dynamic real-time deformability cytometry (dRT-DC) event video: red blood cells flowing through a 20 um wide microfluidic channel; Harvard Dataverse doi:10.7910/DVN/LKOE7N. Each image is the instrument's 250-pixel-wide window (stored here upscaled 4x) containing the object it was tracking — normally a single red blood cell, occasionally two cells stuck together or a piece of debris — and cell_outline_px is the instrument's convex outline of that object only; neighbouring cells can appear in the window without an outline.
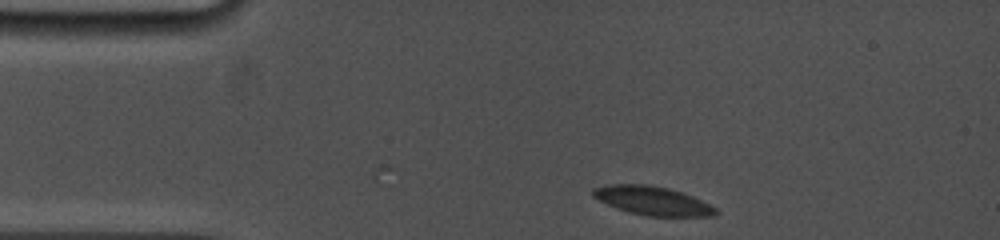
{"species": "common noctule bat (a hibernating species)", "species_latin": "Nyctalus noctula", "temperature_condition": "cold", "stored_images_in_passage": 40, "camera_frame_rate_fps": 5000, "um_per_image_px": 0.085, "animal": {"sex": "female", "body_mass_g": 19.0, "forearm_length_mm": 53.3}, "frame": {"image": 1, "passage_image": 1, "time_ms": 0.0, "image_size_px": [1000, 240], "cell_outline_px": [[720, 212], [716, 216], [648, 216], [628, 212], [616, 208], [592, 196], [592, 188], [608, 184], [648, 184], [668, 188], [692, 196], [716, 208]], "centroid_in_image_um": [55.45, 17.06], "position_along_channel_um": 29.5, "area_um2": 20.52}}
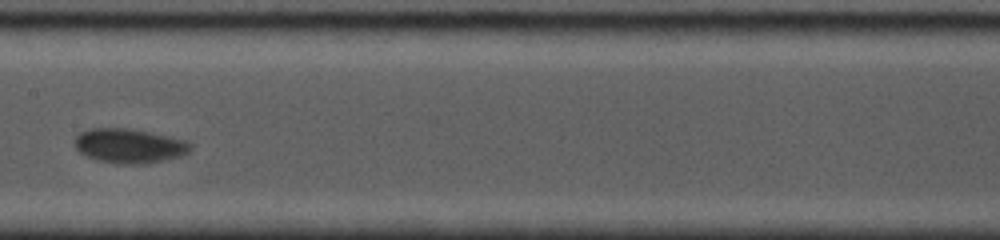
{"frame": {"image": 2, "passage_image": 18, "time_ms": 5.8, "image_size_px": [1000, 240], "cell_outline_px": [[192, 148], [188, 152], [180, 156], [144, 164], [124, 164], [96, 160], [80, 152], [76, 148], [76, 136], [80, 132], [88, 128], [128, 128], [152, 132], [184, 140], [192, 144]], "centroid_in_image_um": [10.99, 12.38], "position_along_channel_um": 196.4, "area_um2": 23.12}}
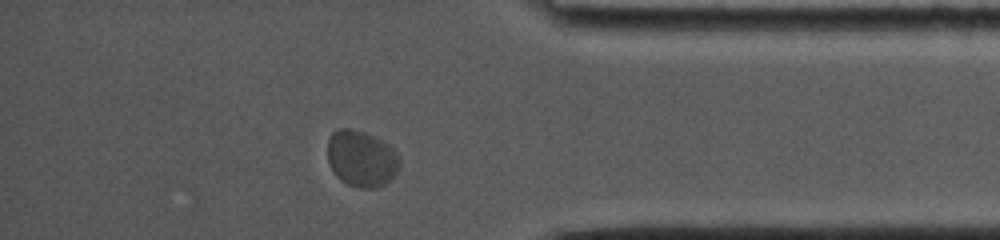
{"frame": {"image": 3, "passage_image": 34, "time_ms": 11.6, "image_size_px": [1000, 240], "cell_outline_px": [[400, 164], [396, 172], [384, 184], [376, 188], [356, 188], [340, 180], [336, 176], [328, 164], [328, 140], [332, 132], [336, 128], [352, 128], [364, 132], [388, 144], [400, 156]], "centroid_in_image_um": [30.7, 13.48], "position_along_channel_um": 404.5, "area_um2": 23.76}, "authors_computed_cell_mechanics": {"area_um2": 21.8773, "velocity_mm_per_s": 3.7117, "shape_relaxation_time_tau1_ms": 1.5015, "shape_relaxation_time_tau2_ms": null, "deformation_change_tau1": 0.0625, "deformation_change_tau2": null}}